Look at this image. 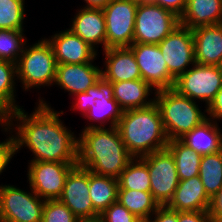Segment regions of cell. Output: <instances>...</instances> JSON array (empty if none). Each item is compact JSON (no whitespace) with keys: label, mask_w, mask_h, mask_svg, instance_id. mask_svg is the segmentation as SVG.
Instances as JSON below:
<instances>
[{"label":"cell","mask_w":222,"mask_h":222,"mask_svg":"<svg viewBox=\"0 0 222 222\" xmlns=\"http://www.w3.org/2000/svg\"><path fill=\"white\" fill-rule=\"evenodd\" d=\"M38 103L30 115L21 107L0 122L4 132H15V153L24 146L34 155L31 161L78 162V137L59 119L63 111H54L43 99Z\"/></svg>","instance_id":"obj_1"},{"label":"cell","mask_w":222,"mask_h":222,"mask_svg":"<svg viewBox=\"0 0 222 222\" xmlns=\"http://www.w3.org/2000/svg\"><path fill=\"white\" fill-rule=\"evenodd\" d=\"M78 137V165L104 176L118 178L134 158L124 145L117 127H93Z\"/></svg>","instance_id":"obj_2"},{"label":"cell","mask_w":222,"mask_h":222,"mask_svg":"<svg viewBox=\"0 0 222 222\" xmlns=\"http://www.w3.org/2000/svg\"><path fill=\"white\" fill-rule=\"evenodd\" d=\"M117 128L133 157L140 158L167 148L169 140L155 102L148 107L123 111Z\"/></svg>","instance_id":"obj_3"},{"label":"cell","mask_w":222,"mask_h":222,"mask_svg":"<svg viewBox=\"0 0 222 222\" xmlns=\"http://www.w3.org/2000/svg\"><path fill=\"white\" fill-rule=\"evenodd\" d=\"M168 140H179L207 119L194 100L180 95L175 89L154 92Z\"/></svg>","instance_id":"obj_4"},{"label":"cell","mask_w":222,"mask_h":222,"mask_svg":"<svg viewBox=\"0 0 222 222\" xmlns=\"http://www.w3.org/2000/svg\"><path fill=\"white\" fill-rule=\"evenodd\" d=\"M16 71L17 80L23 84L25 91L55 83L57 62L52 46L46 38L38 40L29 48L24 47L16 63Z\"/></svg>","instance_id":"obj_5"},{"label":"cell","mask_w":222,"mask_h":222,"mask_svg":"<svg viewBox=\"0 0 222 222\" xmlns=\"http://www.w3.org/2000/svg\"><path fill=\"white\" fill-rule=\"evenodd\" d=\"M76 100L72 105V110H80L83 117L90 121L100 122L99 125L89 123L84 129L93 127H105V123L110 122L109 127H117L123 110L118 102L112 97L110 85L102 78L85 92L74 95Z\"/></svg>","instance_id":"obj_6"},{"label":"cell","mask_w":222,"mask_h":222,"mask_svg":"<svg viewBox=\"0 0 222 222\" xmlns=\"http://www.w3.org/2000/svg\"><path fill=\"white\" fill-rule=\"evenodd\" d=\"M180 25V17L154 3L138 4L134 43L159 44Z\"/></svg>","instance_id":"obj_7"},{"label":"cell","mask_w":222,"mask_h":222,"mask_svg":"<svg viewBox=\"0 0 222 222\" xmlns=\"http://www.w3.org/2000/svg\"><path fill=\"white\" fill-rule=\"evenodd\" d=\"M12 185L0 186V222H42L45 200Z\"/></svg>","instance_id":"obj_8"},{"label":"cell","mask_w":222,"mask_h":222,"mask_svg":"<svg viewBox=\"0 0 222 222\" xmlns=\"http://www.w3.org/2000/svg\"><path fill=\"white\" fill-rule=\"evenodd\" d=\"M221 88L222 67L197 63L181 74L175 80L173 87L180 95L194 101L201 100L206 103V106L211 103Z\"/></svg>","instance_id":"obj_9"},{"label":"cell","mask_w":222,"mask_h":222,"mask_svg":"<svg viewBox=\"0 0 222 222\" xmlns=\"http://www.w3.org/2000/svg\"><path fill=\"white\" fill-rule=\"evenodd\" d=\"M150 175V192L160 206H166L179 184L174 157L166 148L140 157Z\"/></svg>","instance_id":"obj_10"},{"label":"cell","mask_w":222,"mask_h":222,"mask_svg":"<svg viewBox=\"0 0 222 222\" xmlns=\"http://www.w3.org/2000/svg\"><path fill=\"white\" fill-rule=\"evenodd\" d=\"M138 4L131 0H112L103 10L106 23V49L130 47L134 43Z\"/></svg>","instance_id":"obj_11"},{"label":"cell","mask_w":222,"mask_h":222,"mask_svg":"<svg viewBox=\"0 0 222 222\" xmlns=\"http://www.w3.org/2000/svg\"><path fill=\"white\" fill-rule=\"evenodd\" d=\"M78 162L30 161L29 188L44 200L59 199L70 170Z\"/></svg>","instance_id":"obj_12"},{"label":"cell","mask_w":222,"mask_h":222,"mask_svg":"<svg viewBox=\"0 0 222 222\" xmlns=\"http://www.w3.org/2000/svg\"><path fill=\"white\" fill-rule=\"evenodd\" d=\"M58 200L80 221L99 219L100 214L94 209L89 195V170L78 164L68 173Z\"/></svg>","instance_id":"obj_13"},{"label":"cell","mask_w":222,"mask_h":222,"mask_svg":"<svg viewBox=\"0 0 222 222\" xmlns=\"http://www.w3.org/2000/svg\"><path fill=\"white\" fill-rule=\"evenodd\" d=\"M158 46L175 79L189 70L187 66L196 63L193 33L188 27L180 24Z\"/></svg>","instance_id":"obj_14"},{"label":"cell","mask_w":222,"mask_h":222,"mask_svg":"<svg viewBox=\"0 0 222 222\" xmlns=\"http://www.w3.org/2000/svg\"><path fill=\"white\" fill-rule=\"evenodd\" d=\"M129 48L135 56L141 79L156 91L174 87L176 79L169 73L158 44L133 43Z\"/></svg>","instance_id":"obj_15"},{"label":"cell","mask_w":222,"mask_h":222,"mask_svg":"<svg viewBox=\"0 0 222 222\" xmlns=\"http://www.w3.org/2000/svg\"><path fill=\"white\" fill-rule=\"evenodd\" d=\"M47 41L52 46L57 65L88 63L94 61L98 55L97 50L70 29L54 34Z\"/></svg>","instance_id":"obj_16"},{"label":"cell","mask_w":222,"mask_h":222,"mask_svg":"<svg viewBox=\"0 0 222 222\" xmlns=\"http://www.w3.org/2000/svg\"><path fill=\"white\" fill-rule=\"evenodd\" d=\"M93 62L57 65L54 84L69 92V95L74 96L85 92L102 78V69L95 66Z\"/></svg>","instance_id":"obj_17"},{"label":"cell","mask_w":222,"mask_h":222,"mask_svg":"<svg viewBox=\"0 0 222 222\" xmlns=\"http://www.w3.org/2000/svg\"><path fill=\"white\" fill-rule=\"evenodd\" d=\"M105 52V70H101L102 79L107 83L141 79L138 64L129 47L107 48Z\"/></svg>","instance_id":"obj_18"},{"label":"cell","mask_w":222,"mask_h":222,"mask_svg":"<svg viewBox=\"0 0 222 222\" xmlns=\"http://www.w3.org/2000/svg\"><path fill=\"white\" fill-rule=\"evenodd\" d=\"M195 62L222 67V24L192 29Z\"/></svg>","instance_id":"obj_19"},{"label":"cell","mask_w":222,"mask_h":222,"mask_svg":"<svg viewBox=\"0 0 222 222\" xmlns=\"http://www.w3.org/2000/svg\"><path fill=\"white\" fill-rule=\"evenodd\" d=\"M74 16L70 30L96 50L101 44L106 50V23L102 9L81 8Z\"/></svg>","instance_id":"obj_20"},{"label":"cell","mask_w":222,"mask_h":222,"mask_svg":"<svg viewBox=\"0 0 222 222\" xmlns=\"http://www.w3.org/2000/svg\"><path fill=\"white\" fill-rule=\"evenodd\" d=\"M210 199L198 175L179 180L174 195L166 206L175 211H208Z\"/></svg>","instance_id":"obj_21"},{"label":"cell","mask_w":222,"mask_h":222,"mask_svg":"<svg viewBox=\"0 0 222 222\" xmlns=\"http://www.w3.org/2000/svg\"><path fill=\"white\" fill-rule=\"evenodd\" d=\"M108 84L112 97L123 111L148 107L155 102V97L150 99L148 96H150V92L153 93L156 90L143 79Z\"/></svg>","instance_id":"obj_22"},{"label":"cell","mask_w":222,"mask_h":222,"mask_svg":"<svg viewBox=\"0 0 222 222\" xmlns=\"http://www.w3.org/2000/svg\"><path fill=\"white\" fill-rule=\"evenodd\" d=\"M201 156L222 151V133L217 122L207 118L179 139Z\"/></svg>","instance_id":"obj_23"},{"label":"cell","mask_w":222,"mask_h":222,"mask_svg":"<svg viewBox=\"0 0 222 222\" xmlns=\"http://www.w3.org/2000/svg\"><path fill=\"white\" fill-rule=\"evenodd\" d=\"M180 24L191 30L222 24V0H187Z\"/></svg>","instance_id":"obj_24"},{"label":"cell","mask_w":222,"mask_h":222,"mask_svg":"<svg viewBox=\"0 0 222 222\" xmlns=\"http://www.w3.org/2000/svg\"><path fill=\"white\" fill-rule=\"evenodd\" d=\"M89 195L94 209L101 214L117 202L118 179L89 171Z\"/></svg>","instance_id":"obj_25"},{"label":"cell","mask_w":222,"mask_h":222,"mask_svg":"<svg viewBox=\"0 0 222 222\" xmlns=\"http://www.w3.org/2000/svg\"><path fill=\"white\" fill-rule=\"evenodd\" d=\"M16 64L0 60V122L21 106L16 104Z\"/></svg>","instance_id":"obj_26"},{"label":"cell","mask_w":222,"mask_h":222,"mask_svg":"<svg viewBox=\"0 0 222 222\" xmlns=\"http://www.w3.org/2000/svg\"><path fill=\"white\" fill-rule=\"evenodd\" d=\"M117 201L143 222L160 207L151 192L118 189Z\"/></svg>","instance_id":"obj_27"},{"label":"cell","mask_w":222,"mask_h":222,"mask_svg":"<svg viewBox=\"0 0 222 222\" xmlns=\"http://www.w3.org/2000/svg\"><path fill=\"white\" fill-rule=\"evenodd\" d=\"M167 149L174 157L179 180H186L199 175L202 156L180 140H169Z\"/></svg>","instance_id":"obj_28"},{"label":"cell","mask_w":222,"mask_h":222,"mask_svg":"<svg viewBox=\"0 0 222 222\" xmlns=\"http://www.w3.org/2000/svg\"><path fill=\"white\" fill-rule=\"evenodd\" d=\"M117 179L118 189L150 192L148 167L139 157H134Z\"/></svg>","instance_id":"obj_29"},{"label":"cell","mask_w":222,"mask_h":222,"mask_svg":"<svg viewBox=\"0 0 222 222\" xmlns=\"http://www.w3.org/2000/svg\"><path fill=\"white\" fill-rule=\"evenodd\" d=\"M199 177L207 195L212 198L222 188V151L202 156Z\"/></svg>","instance_id":"obj_30"},{"label":"cell","mask_w":222,"mask_h":222,"mask_svg":"<svg viewBox=\"0 0 222 222\" xmlns=\"http://www.w3.org/2000/svg\"><path fill=\"white\" fill-rule=\"evenodd\" d=\"M24 0H0V30L24 31Z\"/></svg>","instance_id":"obj_31"},{"label":"cell","mask_w":222,"mask_h":222,"mask_svg":"<svg viewBox=\"0 0 222 222\" xmlns=\"http://www.w3.org/2000/svg\"><path fill=\"white\" fill-rule=\"evenodd\" d=\"M24 31L0 30V60L17 63L26 46Z\"/></svg>","instance_id":"obj_32"},{"label":"cell","mask_w":222,"mask_h":222,"mask_svg":"<svg viewBox=\"0 0 222 222\" xmlns=\"http://www.w3.org/2000/svg\"><path fill=\"white\" fill-rule=\"evenodd\" d=\"M42 222H80L72 211L58 199L45 200Z\"/></svg>","instance_id":"obj_33"},{"label":"cell","mask_w":222,"mask_h":222,"mask_svg":"<svg viewBox=\"0 0 222 222\" xmlns=\"http://www.w3.org/2000/svg\"><path fill=\"white\" fill-rule=\"evenodd\" d=\"M98 220L100 222H143L118 201L105 209Z\"/></svg>","instance_id":"obj_34"},{"label":"cell","mask_w":222,"mask_h":222,"mask_svg":"<svg viewBox=\"0 0 222 222\" xmlns=\"http://www.w3.org/2000/svg\"><path fill=\"white\" fill-rule=\"evenodd\" d=\"M15 154V143L13 135L11 134L5 141L0 142V175Z\"/></svg>","instance_id":"obj_35"},{"label":"cell","mask_w":222,"mask_h":222,"mask_svg":"<svg viewBox=\"0 0 222 222\" xmlns=\"http://www.w3.org/2000/svg\"><path fill=\"white\" fill-rule=\"evenodd\" d=\"M145 222H178V211L160 206Z\"/></svg>","instance_id":"obj_36"},{"label":"cell","mask_w":222,"mask_h":222,"mask_svg":"<svg viewBox=\"0 0 222 222\" xmlns=\"http://www.w3.org/2000/svg\"><path fill=\"white\" fill-rule=\"evenodd\" d=\"M208 213L211 222H222V188L210 199Z\"/></svg>","instance_id":"obj_37"},{"label":"cell","mask_w":222,"mask_h":222,"mask_svg":"<svg viewBox=\"0 0 222 222\" xmlns=\"http://www.w3.org/2000/svg\"><path fill=\"white\" fill-rule=\"evenodd\" d=\"M205 108L206 110H204V112L209 115L207 118L212 119L215 122H217V120H222V88L215 95L211 103Z\"/></svg>","instance_id":"obj_38"},{"label":"cell","mask_w":222,"mask_h":222,"mask_svg":"<svg viewBox=\"0 0 222 222\" xmlns=\"http://www.w3.org/2000/svg\"><path fill=\"white\" fill-rule=\"evenodd\" d=\"M178 222H211L208 211H178Z\"/></svg>","instance_id":"obj_39"},{"label":"cell","mask_w":222,"mask_h":222,"mask_svg":"<svg viewBox=\"0 0 222 222\" xmlns=\"http://www.w3.org/2000/svg\"><path fill=\"white\" fill-rule=\"evenodd\" d=\"M151 3L161 6L175 13L178 17L184 13L187 0H151Z\"/></svg>","instance_id":"obj_40"},{"label":"cell","mask_w":222,"mask_h":222,"mask_svg":"<svg viewBox=\"0 0 222 222\" xmlns=\"http://www.w3.org/2000/svg\"><path fill=\"white\" fill-rule=\"evenodd\" d=\"M84 8L104 9L112 0H84Z\"/></svg>","instance_id":"obj_41"},{"label":"cell","mask_w":222,"mask_h":222,"mask_svg":"<svg viewBox=\"0 0 222 222\" xmlns=\"http://www.w3.org/2000/svg\"><path fill=\"white\" fill-rule=\"evenodd\" d=\"M137 4H141V3H148V2H151V0H131Z\"/></svg>","instance_id":"obj_42"},{"label":"cell","mask_w":222,"mask_h":222,"mask_svg":"<svg viewBox=\"0 0 222 222\" xmlns=\"http://www.w3.org/2000/svg\"><path fill=\"white\" fill-rule=\"evenodd\" d=\"M80 222H100L99 220H93V221H80Z\"/></svg>","instance_id":"obj_43"}]
</instances>
